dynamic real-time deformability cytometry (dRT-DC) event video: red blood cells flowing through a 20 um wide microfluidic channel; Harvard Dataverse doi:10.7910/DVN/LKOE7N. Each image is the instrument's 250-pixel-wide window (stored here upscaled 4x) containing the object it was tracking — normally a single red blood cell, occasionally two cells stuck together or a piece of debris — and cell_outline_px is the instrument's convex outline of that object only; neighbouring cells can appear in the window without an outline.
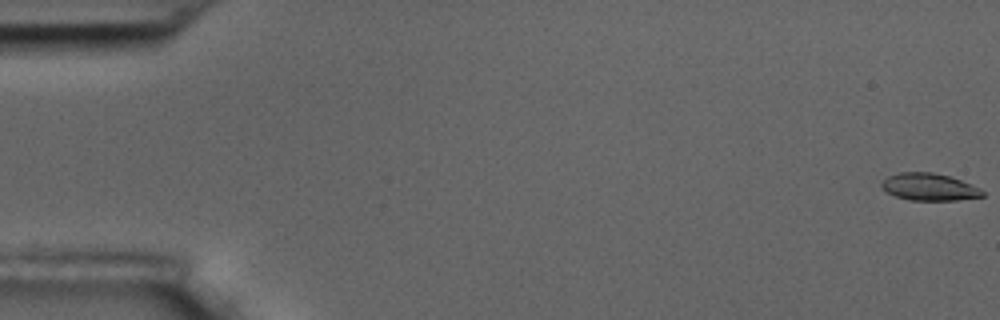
{"species": "common noctule bat (a hibernating species)", "species_latin": "Nyctalus noctula", "temperature_condition": "room temperature", "stored_images_in_passage": 56, "camera_frame_rate_fps": 3000, "um_per_image_px": 0.085, "animal": {"sex": "male", "body_mass_g": 17.5, "forearm_length_mm": 52.3}, "frame": {"image": 1, "passage_image": 1, "time_ms": 0.0, "image_size_px": [1000, 320], "cell_outline_px": [[984, 196], [956, 200], [908, 200], [896, 196], [888, 192], [880, 184], [888, 176], [900, 172], [932, 172], [948, 176], [960, 180], [980, 188], [984, 192]], "centroid_in_image_um": [78.99, 15.89], "position_along_channel_um": 6.0, "area_um2": 15.78}}
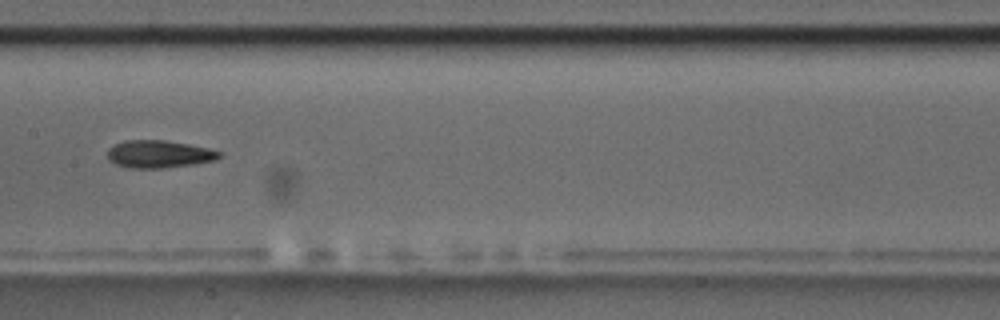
{"frame": {"image": 2, "passage_image": 29, "time_ms": 9.333, "image_size_px": [1000, 320], "cell_outline_px": [[224, 152], [216, 160], [196, 164], [164, 168], [128, 168], [116, 164], [108, 160], [108, 148], [112, 144], [124, 140], [164, 140], [188, 144], [208, 148]], "centroid_in_image_um": [13.51, 13.1], "position_along_channel_um": 193.9, "area_um2": 18.21}}
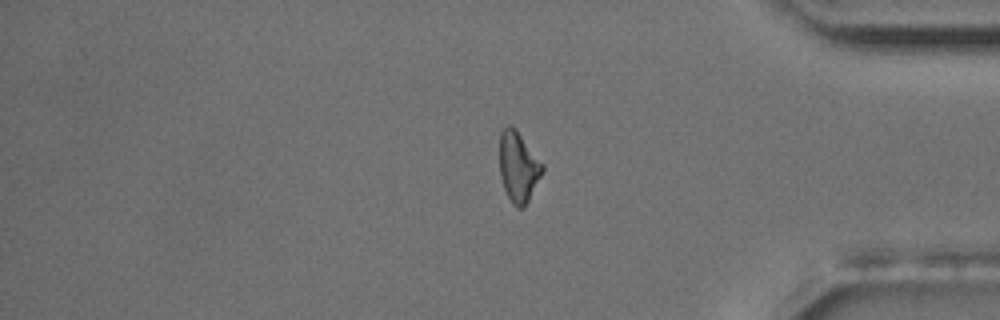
{"frame": {"image": 3, "passage_image": 47, "time_ms": 15.333, "image_size_px": [1000, 320], "cell_outline_px": [[544, 168], [524, 208], [516, 208], [512, 204], [504, 188], [500, 176], [500, 132], [508, 124], [512, 124], [516, 128], [544, 164]], "centroid_in_image_um": [44.05, 14.15], "position_along_channel_um": 391.1, "area_um2": 17.57}, "authors_computed_cell_mechanics": {"area_um2": 17.629, "velocity_mm_per_s": 3.6531, "shape_relaxation_time_tau1_ms": 4.0412, "shape_relaxation_time_tau2_ms": 5.0359, "deformation_change_tau1": 0.1577, "deformation_change_tau2": 0.1223}}